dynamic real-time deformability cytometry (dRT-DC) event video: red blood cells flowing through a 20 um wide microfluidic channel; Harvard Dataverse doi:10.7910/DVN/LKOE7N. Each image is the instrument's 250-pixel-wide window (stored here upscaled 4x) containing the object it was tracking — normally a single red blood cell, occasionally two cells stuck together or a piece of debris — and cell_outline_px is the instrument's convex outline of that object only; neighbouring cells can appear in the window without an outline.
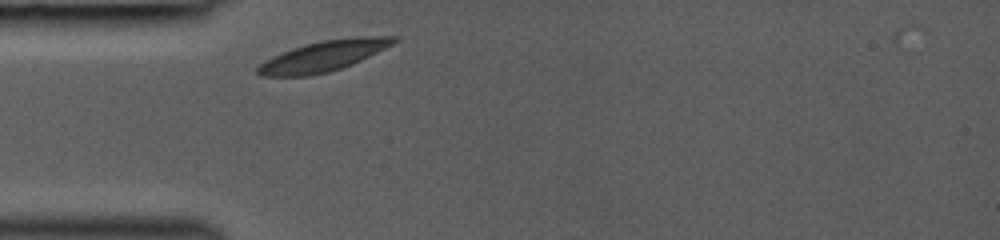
{"species": "common noctule bat (a hibernating species)", "species_latin": "Nyctalus noctula", "temperature_condition": "room temperature", "stored_images_in_passage": 2, "camera_frame_rate_fps": 3000, "um_per_image_px": 0.085, "animal": {"sex": "female", "body_mass_g": 19.0, "forearm_length_mm": 53.3}, "frame": {"image": 1, "passage_image": 1, "time_ms": 0.0, "image_size_px": [1000, 240], "cell_outline_px": [[400, 40], [352, 64], [328, 72], [308, 76], [260, 76], [256, 72], [256, 68], [260, 64], [272, 56], [308, 44], [324, 40], [368, 36], [400, 36]], "centroid_in_image_um": [27.5, 4.77], "position_along_channel_um": 57.5, "area_um2": 23.64}}